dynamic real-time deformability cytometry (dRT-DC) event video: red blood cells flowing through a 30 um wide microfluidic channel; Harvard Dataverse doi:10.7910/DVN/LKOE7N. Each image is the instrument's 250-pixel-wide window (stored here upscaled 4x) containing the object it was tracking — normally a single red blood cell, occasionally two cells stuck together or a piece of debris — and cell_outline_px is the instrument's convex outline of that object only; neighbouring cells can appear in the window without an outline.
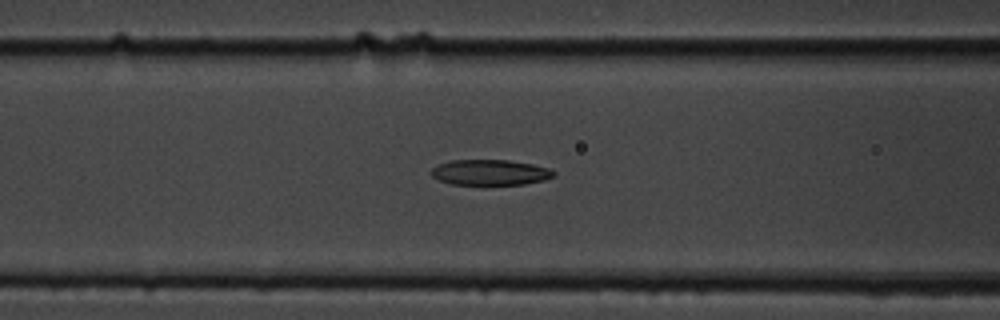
{"species": "common noctule bat (a hibernating species)", "species_latin": "Nyctalus noctula", "temperature_condition": "cold", "stored_images_in_passage": 41, "camera_frame_rate_fps": 3000, "um_per_image_px": 0.085, "animal": {"sex": "male", "body_mass_g": 19.5, "forearm_length_mm": 54.6}, "frame": {"image": 1, "passage_image": 16, "time_ms": 5.0, "image_size_px": [1000, 320], "cell_outline_px": [[556, 176], [544, 180], [524, 184], [452, 184], [440, 180], [432, 176], [428, 172], [436, 164], [452, 160], [508, 160], [532, 164], [548, 168], [556, 172]], "centroid_in_image_um": [41.64, 14.64], "position_along_channel_um": 125.0, "area_um2": 18.26}}
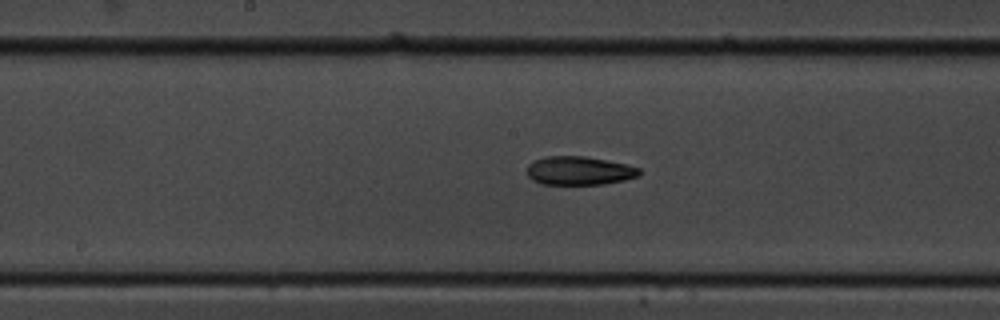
{"frame": {"image": 2, "passage_image": 22, "time_ms": 7.0, "image_size_px": [1000, 320], "cell_outline_px": [[640, 176], [624, 180], [604, 184], [540, 184], [532, 180], [528, 176], [528, 164], [532, 160], [544, 156], [584, 156], [624, 164], [640, 168]], "centroid_in_image_um": [49.2, 14.51], "position_along_channel_um": 199.0, "area_um2": 18.73}}
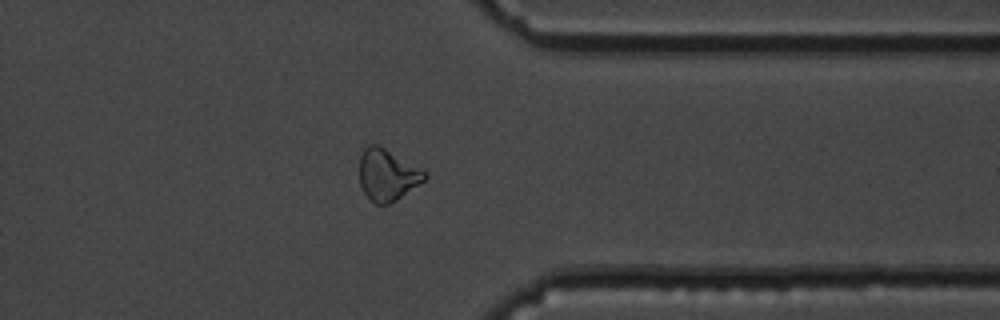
{"frame": {"image": 3, "passage_image": 37, "time_ms": 12.0, "image_size_px": [1000, 320], "cell_outline_px": [[428, 176], [424, 180], [396, 200], [388, 204], [376, 204], [364, 192], [360, 184], [360, 156], [364, 148], [368, 144], [380, 144], [420, 168]], "centroid_in_image_um": [32.9, 14.83], "position_along_channel_um": 378.5, "area_um2": 19.42}}